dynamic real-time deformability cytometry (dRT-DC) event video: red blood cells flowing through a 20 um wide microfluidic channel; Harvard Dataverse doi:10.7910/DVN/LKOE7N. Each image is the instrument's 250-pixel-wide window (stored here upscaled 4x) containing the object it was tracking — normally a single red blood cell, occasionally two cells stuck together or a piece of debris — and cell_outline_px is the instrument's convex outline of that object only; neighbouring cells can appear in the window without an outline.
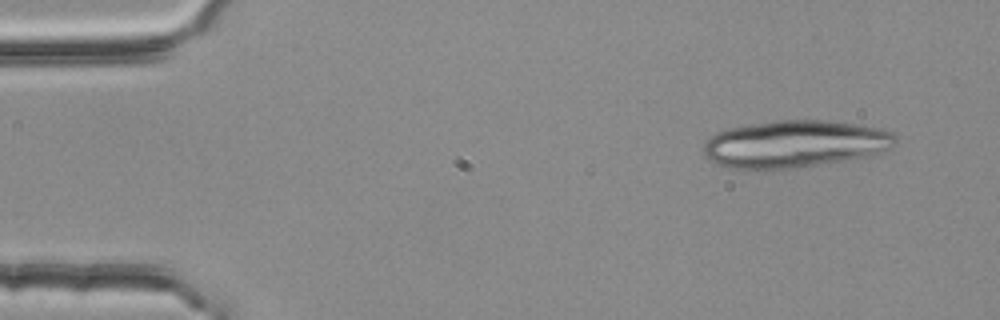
{"species": "common noctule bat (a hibernating species)", "species_latin": "Nyctalus noctula", "temperature_condition": "room temperature", "stored_images_in_passage": 4, "camera_frame_rate_fps": 3000, "um_per_image_px": 0.085, "animal": {"sex": "female", "body_mass_g": 25.1}, "frame": {"image": 1, "passage_image": 1, "time_ms": 0.0, "image_size_px": [1000, 320], "cell_outline_px": [[896, 144], [892, 148], [884, 152], [868, 156], [844, 160], [792, 168], [728, 168], [716, 164], [708, 160], [704, 156], [704, 144], [716, 132], [728, 128], [748, 124], [776, 120], [824, 120], [856, 124], [876, 128], [892, 132], [896, 140]], "centroid_in_image_um": [67.55, 12.23], "position_along_channel_um": 17.5, "area_um2": 52.6}}